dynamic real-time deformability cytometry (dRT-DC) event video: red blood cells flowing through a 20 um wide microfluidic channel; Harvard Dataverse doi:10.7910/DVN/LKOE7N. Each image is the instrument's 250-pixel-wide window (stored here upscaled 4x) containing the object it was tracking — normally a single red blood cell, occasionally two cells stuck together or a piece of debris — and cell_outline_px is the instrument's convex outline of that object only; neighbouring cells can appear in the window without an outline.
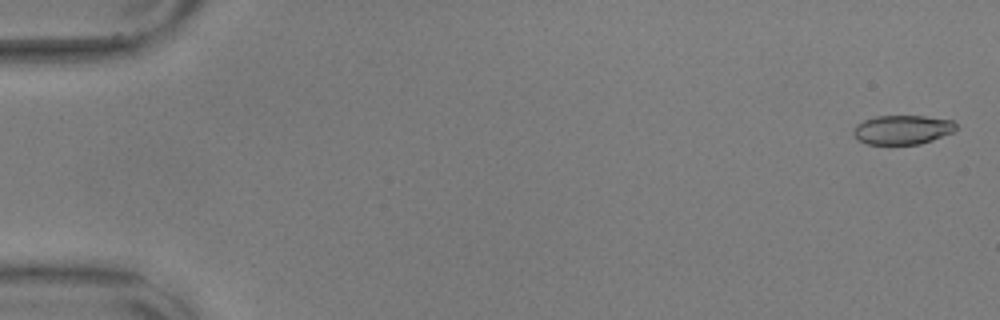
{"species": "common noctule bat (a hibernating species)", "species_latin": "Nyctalus noctula", "temperature_condition": "warm", "stored_images_in_passage": 16, "camera_frame_rate_fps": 3000, "um_per_image_px": 0.085, "animal": {"sex": "male", "body_mass_g": 17.9, "forearm_length_mm": 54.2}, "frame": {"image": 1, "passage_image": 2, "time_ms": 0.333, "image_size_px": [1000, 320], "cell_outline_px": [[956, 128], [952, 132], [932, 140], [920, 144], [868, 144], [860, 140], [852, 132], [856, 124], [864, 120], [876, 116], [924, 116], [952, 120], [956, 124]], "centroid_in_image_um": [76.7, 11.02], "position_along_channel_um": 8.3, "area_um2": 17.28}}
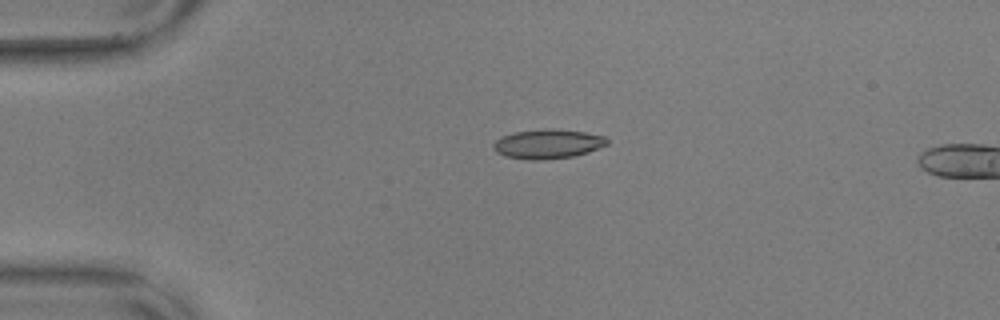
{"frame": {"image": 2, "passage_image": 14, "time_ms": 4.333, "image_size_px": [1000, 320], "cell_outline_px": [[608, 144], [588, 152], [576, 156], [540, 160], [528, 160], [504, 156], [496, 152], [492, 148], [492, 144], [500, 136], [516, 132], [584, 132], [608, 136]], "centroid_in_image_um": [46.55, 12.3], "position_along_channel_um": 38.5, "area_um2": 18.67}}